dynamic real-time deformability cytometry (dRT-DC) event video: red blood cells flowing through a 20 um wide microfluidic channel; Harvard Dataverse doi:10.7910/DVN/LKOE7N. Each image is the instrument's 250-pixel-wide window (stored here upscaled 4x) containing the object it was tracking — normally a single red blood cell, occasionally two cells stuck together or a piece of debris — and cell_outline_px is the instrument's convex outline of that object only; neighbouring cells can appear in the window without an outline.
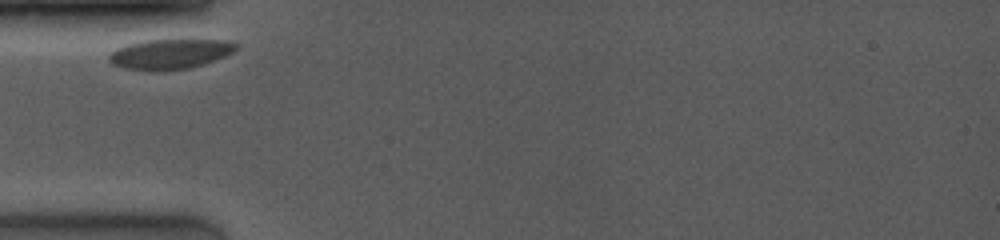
{"species": "common noctule bat (a hibernating species)", "species_latin": "Nyctalus noctula", "temperature_condition": "room temperature", "stored_images_in_passage": 21, "camera_frame_rate_fps": 4000, "um_per_image_px": 0.085, "animal": {"sex": "female", "body_mass_g": 19.0, "forearm_length_mm": 53.3}, "frame": {"image": 1, "passage_image": 1, "time_ms": 0.0, "image_size_px": [1000, 240], "cell_outline_px": [[240, 48], [224, 56], [204, 64], [188, 68], [160, 72], [148, 72], [124, 68], [112, 64], [108, 60], [108, 56], [116, 48], [128, 44], [144, 40], [220, 40], [236, 44]], "centroid_in_image_um": [14.39, 4.62], "position_along_channel_um": 70.6, "area_um2": 22.37}}
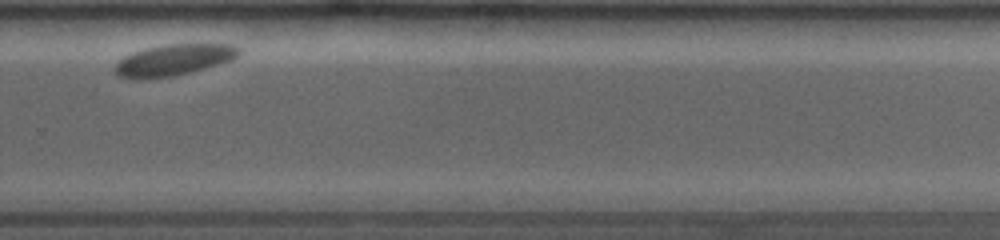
{"frame": {"image": 2, "passage_image": 16, "time_ms": 7.0, "image_size_px": [1000, 240], "cell_outline_px": [[240, 52], [232, 60], [220, 64], [172, 76], [144, 80], [136, 80], [120, 76], [112, 68], [124, 56], [132, 52], [148, 48], [168, 44], [232, 44], [240, 48]], "centroid_in_image_um": [14.74, 5.1], "position_along_channel_um": 315.1, "area_um2": 22.54}}
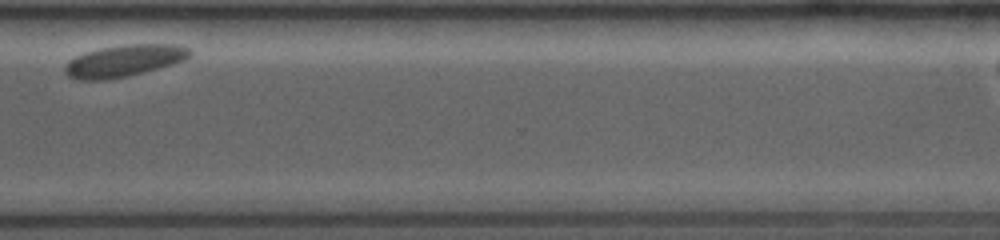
{"frame": {"image": 3, "passage_image": 19, "time_ms": 8.25, "image_size_px": [1000, 240], "cell_outline_px": [[192, 56], [184, 60], [172, 64], [144, 72], [128, 76], [108, 80], [80, 80], [68, 76], [64, 72], [64, 68], [76, 56], [100, 48], [124, 44], [176, 44], [188, 48], [192, 52]], "centroid_in_image_um": [10.59, 5.17], "position_along_channel_um": 360.0, "area_um2": 23.06}}